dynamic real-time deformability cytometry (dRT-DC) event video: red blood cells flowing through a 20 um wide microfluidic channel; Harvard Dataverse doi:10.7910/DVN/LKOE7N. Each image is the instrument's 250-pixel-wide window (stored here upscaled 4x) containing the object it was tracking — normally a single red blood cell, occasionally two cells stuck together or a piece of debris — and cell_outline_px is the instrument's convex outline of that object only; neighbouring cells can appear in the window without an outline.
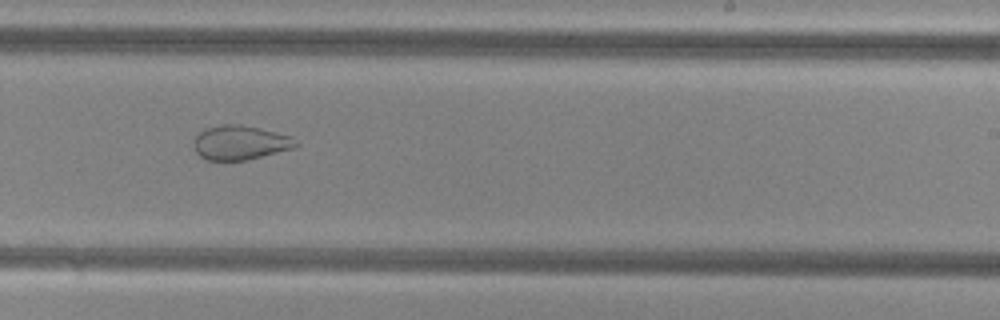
{"species": "common noctule bat (a hibernating species)", "species_latin": "Nyctalus noctula", "temperature_condition": "cold", "stored_images_in_passage": 36, "camera_frame_rate_fps": 3000, "um_per_image_px": 0.085, "animal": {"sex": "female", "body_mass_g": 29.2, "forearm_length_mm": 56.3}, "frame": {"image": 1, "passage_image": 16, "time_ms": 5.0, "image_size_px": [1000, 320], "cell_outline_px": [[300, 144], [296, 148], [244, 160], [208, 160], [200, 156], [196, 152], [196, 136], [200, 132], [208, 128], [220, 124], [240, 124], [260, 128], [292, 136]], "centroid_in_image_um": [20.48, 12.11], "position_along_channel_um": 268.5, "area_um2": 20.23}}
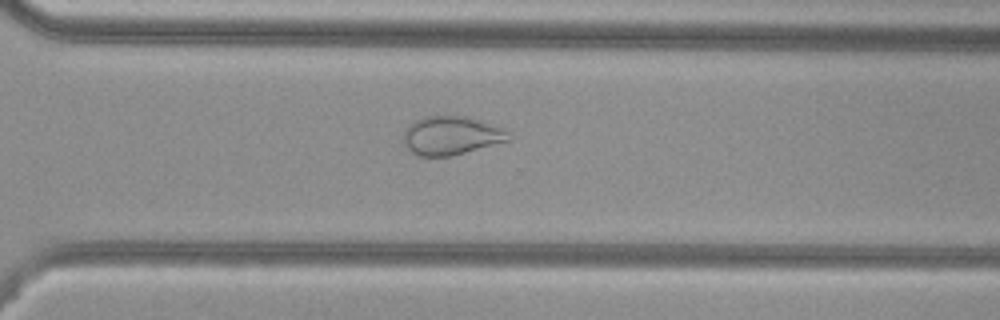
{"frame": {"image": 2, "passage_image": 21, "time_ms": 6.667, "image_size_px": [1000, 320], "cell_outline_px": [[512, 140], [452, 156], [420, 156], [412, 152], [408, 148], [404, 140], [404, 128], [408, 124], [424, 116], [468, 116], [504, 128], [512, 132]], "centroid_in_image_um": [38.42, 11.51], "position_along_channel_um": 332.2, "area_um2": 23.99}}